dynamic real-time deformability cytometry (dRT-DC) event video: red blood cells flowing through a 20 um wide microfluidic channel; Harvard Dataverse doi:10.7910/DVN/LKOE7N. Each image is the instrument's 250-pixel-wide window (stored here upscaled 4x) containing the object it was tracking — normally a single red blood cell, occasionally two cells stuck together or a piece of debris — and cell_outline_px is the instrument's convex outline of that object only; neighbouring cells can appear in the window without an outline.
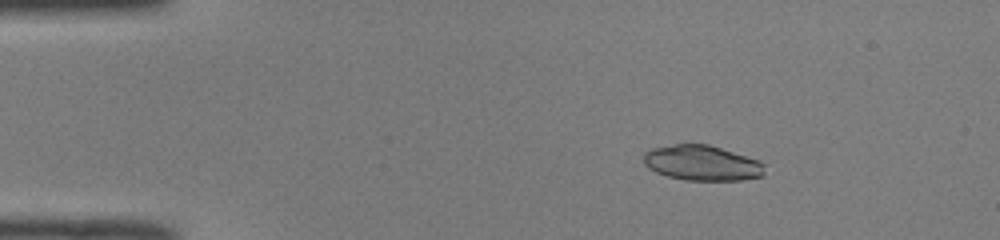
{"species": "common noctule bat (a hibernating species)", "species_latin": "Nyctalus noctula", "temperature_condition": "room temperature", "stored_images_in_passage": 44, "camera_frame_rate_fps": 3000, "um_per_image_px": 0.085, "animal": {"sex": "male", "body_mass_g": 19.0, "forearm_length_mm": 50.8}, "frame": {"image": 1, "passage_image": 2, "time_ms": 0.333, "image_size_px": [1000, 240], "cell_outline_px": [[764, 176], [740, 180], [684, 180], [668, 176], [656, 172], [648, 168], [644, 164], [644, 152], [652, 148], [676, 144], [708, 144], [760, 160], [764, 164]], "centroid_in_image_um": [59.68, 13.85], "position_along_channel_um": 25.3, "area_um2": 24.91}}
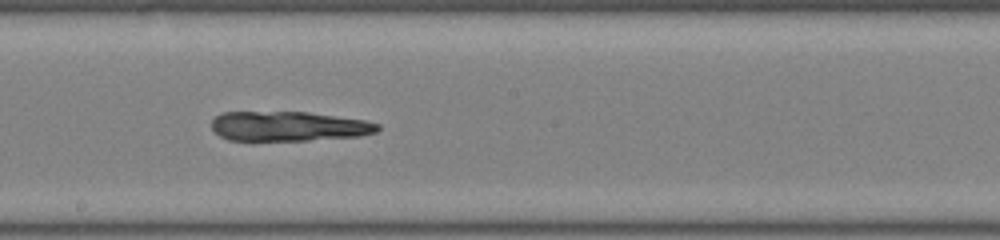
{"frame": {"image": 2, "passage_image": 22, "time_ms": 7.0, "image_size_px": [1000, 240], "cell_outline_px": [[380, 128], [376, 132], [360, 136], [308, 140], [228, 140], [220, 136], [212, 128], [212, 120], [220, 112], [308, 112], [364, 120], [380, 124]], "centroid_in_image_um": [24.53, 10.73], "position_along_channel_um": 223.7, "area_um2": 28.67}}
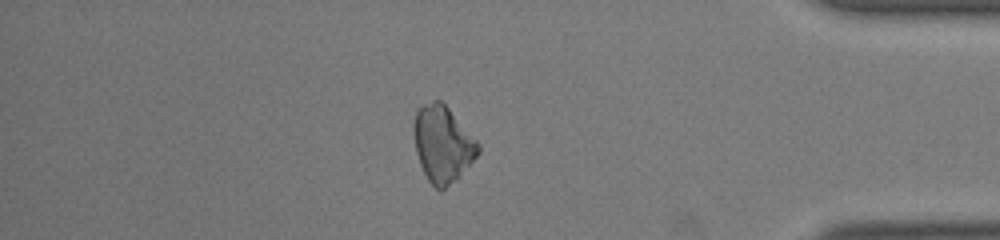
{"frame": {"image": 3, "passage_image": 37, "time_ms": 12.0, "image_size_px": [1000, 240], "cell_outline_px": [[480, 152], [456, 180], [440, 192], [428, 180], [420, 164], [416, 152], [412, 124], [416, 112], [424, 104], [432, 100], [440, 100], [448, 108], [480, 144]], "centroid_in_image_um": [37.61, 12.25], "position_along_channel_um": 397.6, "area_um2": 28.44}}